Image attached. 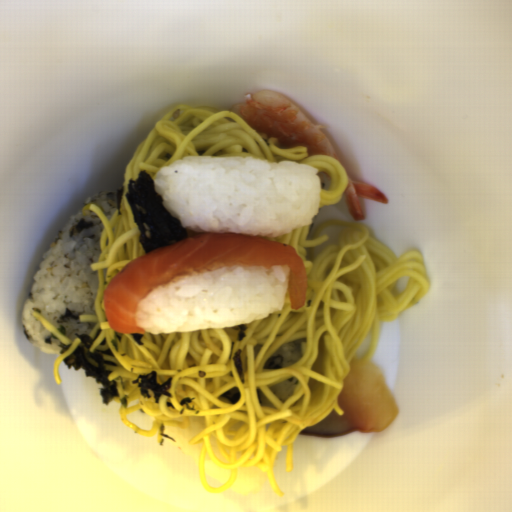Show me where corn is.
<instances>
[{"mask_svg": "<svg viewBox=\"0 0 512 512\" xmlns=\"http://www.w3.org/2000/svg\"><path fill=\"white\" fill-rule=\"evenodd\" d=\"M91 204L95 205V206H96L97 208H99L101 211H104V208H103L100 204H98L97 202H93V201H92V202H90V203H88V204L84 205V206H83V208L81 209V214H82L83 216H84V215H88V214H89V212H90V210H91V209H90V205H91Z\"/></svg>", "mask_w": 512, "mask_h": 512, "instance_id": "1", "label": "corn"}]
</instances>
